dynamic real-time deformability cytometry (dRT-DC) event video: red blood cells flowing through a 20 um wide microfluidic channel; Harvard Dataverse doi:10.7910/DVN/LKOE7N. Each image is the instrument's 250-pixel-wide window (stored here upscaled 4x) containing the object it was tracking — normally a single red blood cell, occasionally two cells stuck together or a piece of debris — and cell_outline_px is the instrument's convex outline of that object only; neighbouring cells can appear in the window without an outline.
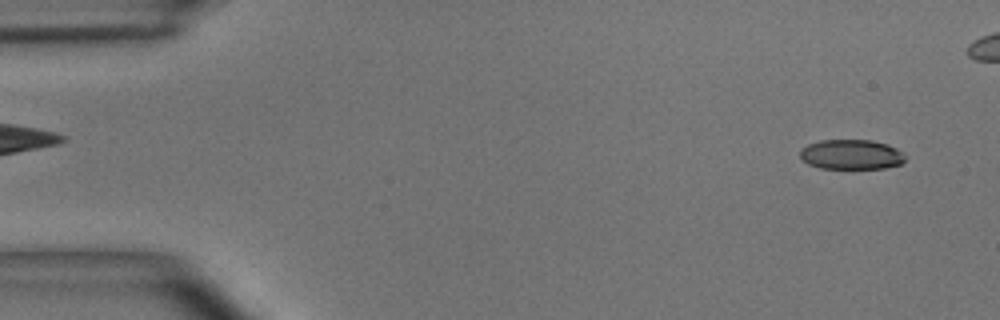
{"species": "common noctule bat (a hibernating species)", "species_latin": "Nyctalus noctula", "temperature_condition": "room temperature", "stored_images_in_passage": 43, "camera_frame_rate_fps": 3000, "um_per_image_px": 0.085, "animal": {"sex": "male", "body_mass_g": 15.6}, "frame": {"image": 1, "passage_image": 2, "time_ms": 0.333, "image_size_px": [1000, 320], "cell_outline_px": [[904, 160], [900, 164], [884, 168], [820, 168], [808, 164], [800, 156], [800, 152], [808, 144], [820, 140], [872, 140], [888, 144], [896, 148], [904, 156]], "centroid_in_image_um": [72.35, 13.12], "position_along_channel_um": 12.6, "area_um2": 18.09}}
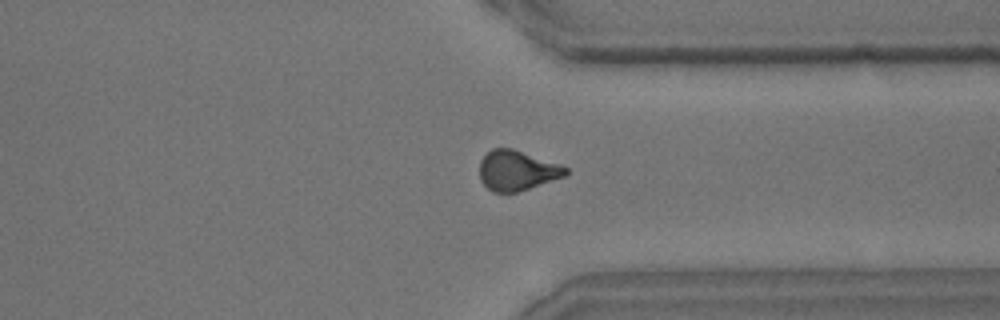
{"frame": {"image": 2, "passage_image": 37, "time_ms": 12.0, "image_size_px": [1000, 320], "cell_outline_px": [[568, 172], [564, 176], [516, 192], [492, 192], [480, 180], [480, 160], [492, 148], [512, 148], [560, 164], [568, 168]], "centroid_in_image_um": [43.92, 14.48], "position_along_channel_um": 367.5, "area_um2": 19.83}}
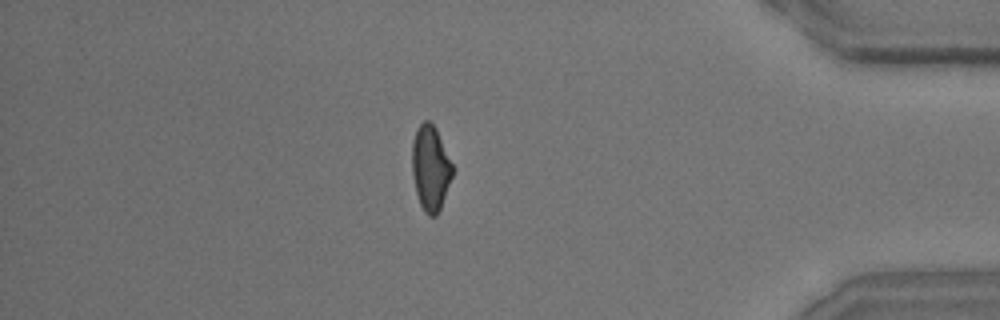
{"frame": {"image": 3, "passage_image": 42, "time_ms": 13.667, "image_size_px": [1000, 320], "cell_outline_px": [[452, 176], [440, 208], [436, 216], [428, 216], [424, 212], [420, 204], [416, 192], [412, 172], [412, 144], [416, 128], [424, 120], [428, 120], [436, 128], [452, 164]], "centroid_in_image_um": [36.57, 14.27], "position_along_channel_um": 398.6, "area_um2": 19.83}}